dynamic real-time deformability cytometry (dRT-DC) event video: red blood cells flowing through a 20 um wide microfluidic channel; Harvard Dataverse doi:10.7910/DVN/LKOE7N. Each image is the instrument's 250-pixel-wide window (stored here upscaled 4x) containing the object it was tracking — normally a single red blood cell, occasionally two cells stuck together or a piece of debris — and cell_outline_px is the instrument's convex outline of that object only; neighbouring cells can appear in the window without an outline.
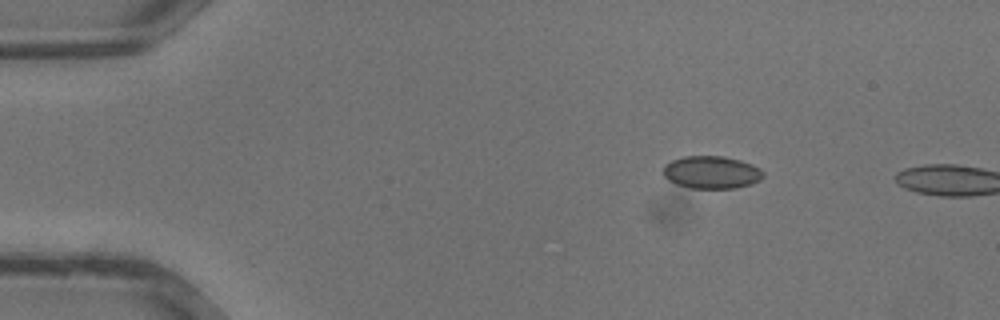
{"species": "common noctule bat (a hibernating species)", "species_latin": "Nyctalus noctula", "temperature_condition": "warm", "stored_images_in_passage": 3, "camera_frame_rate_fps": 3000, "um_per_image_px": 0.085, "animal": {"sex": "male", "body_mass_g": 13.3}, "frame": {"image": 1, "passage_image": 1, "time_ms": 0.0, "image_size_px": [1000, 320], "cell_outline_px": [[764, 176], [760, 180], [752, 184], [736, 188], [692, 188], [676, 184], [668, 180], [664, 176], [664, 164], [672, 160], [684, 156], [724, 156], [740, 160], [752, 164], [760, 168], [764, 172]], "centroid_in_image_um": [60.5, 14.64], "position_along_channel_um": 24.5, "area_um2": 19.13}}